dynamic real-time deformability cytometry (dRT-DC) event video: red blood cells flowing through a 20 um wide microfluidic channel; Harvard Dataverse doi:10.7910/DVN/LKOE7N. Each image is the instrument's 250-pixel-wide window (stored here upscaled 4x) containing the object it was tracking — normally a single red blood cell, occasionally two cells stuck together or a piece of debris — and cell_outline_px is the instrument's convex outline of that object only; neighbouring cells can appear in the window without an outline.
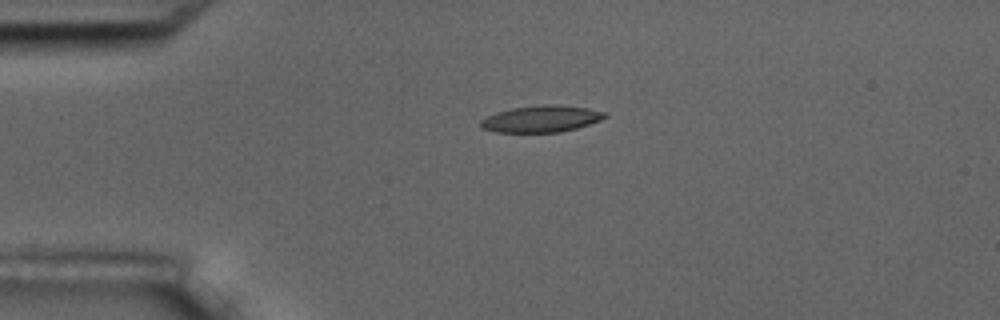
{"species": "common noctule bat (a hibernating species)", "species_latin": "Nyctalus noctula", "temperature_condition": "room temperature", "stored_images_in_passage": 2, "camera_frame_rate_fps": 3000, "um_per_image_px": 0.085, "animal": {"sex": "male", "body_mass_g": 17.5, "forearm_length_mm": 52.3}, "frame": {"image": 1, "passage_image": 1, "time_ms": 0.0, "image_size_px": [1000, 320], "cell_outline_px": [[608, 116], [600, 120], [576, 128], [560, 132], [496, 132], [480, 128], [480, 120], [496, 112], [512, 108], [544, 104], [552, 104], [588, 108], [608, 112]], "centroid_in_image_um": [46.01, 10.1], "position_along_channel_um": 39.0, "area_um2": 19.31}}